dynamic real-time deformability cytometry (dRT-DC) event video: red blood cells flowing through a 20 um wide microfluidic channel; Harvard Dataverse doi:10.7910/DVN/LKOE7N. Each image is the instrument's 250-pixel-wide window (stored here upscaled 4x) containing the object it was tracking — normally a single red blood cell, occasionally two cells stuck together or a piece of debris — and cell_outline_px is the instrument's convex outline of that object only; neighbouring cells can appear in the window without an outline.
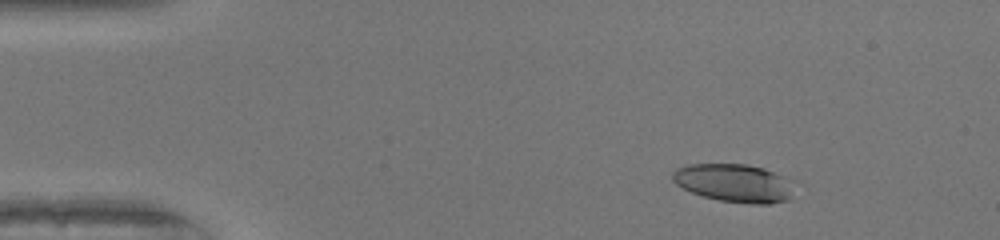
{"species": "human", "species_latin": "Homo sapiens", "temperature_condition": "warm", "stored_images_in_passage": 50, "camera_frame_rate_fps": 3000, "um_per_image_px": 0.085, "donor": {"sex": "female"}, "frame": {"image": 1, "passage_image": 7, "time_ms": 2.0, "image_size_px": [1000, 240], "cell_outline_px": [[792, 200], [768, 204], [752, 204], [720, 200], [704, 196], [692, 192], [676, 184], [672, 180], [672, 172], [676, 168], [688, 164], [748, 164], [764, 168], [788, 180]], "centroid_in_image_um": [62.36, 15.55], "position_along_channel_um": 22.6, "area_um2": 26.76}}
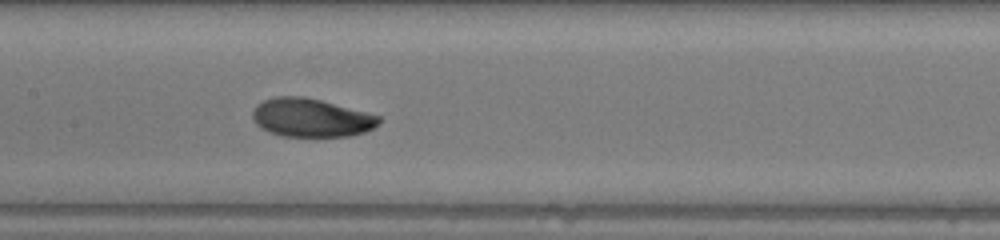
{"frame": {"image": 2, "passage_image": 25, "time_ms": 8.0, "image_size_px": [1000, 240], "cell_outline_px": [[380, 120], [372, 128], [364, 132], [348, 136], [280, 136], [268, 132], [260, 128], [256, 124], [252, 116], [252, 112], [256, 104], [272, 96], [304, 96], [320, 100], [380, 116]], "centroid_in_image_um": [26.37, 10.0], "position_along_channel_um": 181.0, "area_um2": 28.21}}
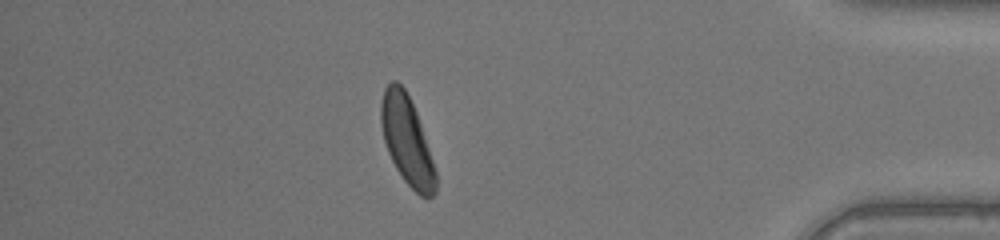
{"frame": {"image": 3, "passage_image": 44, "time_ms": 14.333, "image_size_px": [1000, 240], "cell_outline_px": [[436, 192], [432, 196], [420, 196], [404, 180], [396, 168], [388, 152], [384, 140], [380, 124], [380, 104], [384, 88], [392, 80], [396, 80], [404, 88], [416, 112], [436, 172]], "centroid_in_image_um": [34.56, 11.92], "position_along_channel_um": 400.6, "area_um2": 27.69}, "authors_computed_cell_mechanics": {"area_um2": 28.0908, "velocity_mm_per_s": 4.1061, "shape_relaxation_time_tau1_ms": 2.5252, "shape_relaxation_time_tau2_ms": null, "deformation_change_tau1": 0.14, "deformation_change_tau2": null}}